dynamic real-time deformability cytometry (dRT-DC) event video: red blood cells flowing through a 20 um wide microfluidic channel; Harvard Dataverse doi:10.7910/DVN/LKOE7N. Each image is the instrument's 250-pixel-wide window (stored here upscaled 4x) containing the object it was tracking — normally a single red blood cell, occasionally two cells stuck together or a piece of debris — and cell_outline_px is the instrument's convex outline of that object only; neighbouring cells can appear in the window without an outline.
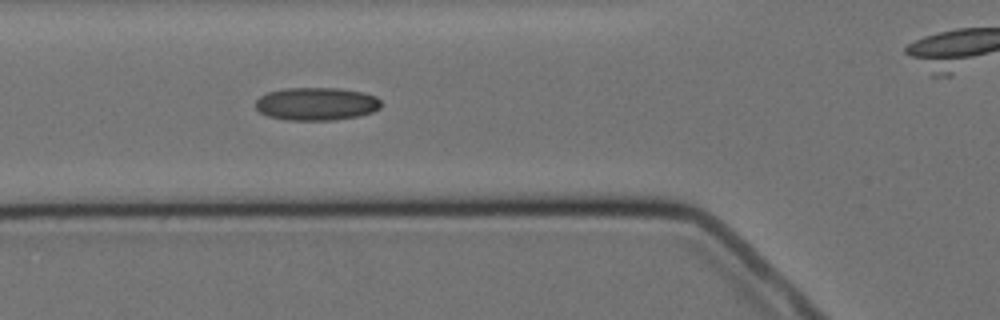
{"species": "Egyptian fruit bat (a non-hibernating species)", "species_latin": "Rousettus aegyptiacus", "temperature_condition": "cold", "stored_images_in_passage": 5, "segment_of_instrument_passage": [1, 2], "camera_frame_rate_fps": 3000, "um_per_image_px": 0.085, "animal": {"sex": "female"}, "frame": {"image": 1, "passage_image": 4, "time_ms": 4.333, "image_size_px": [1000, 320], "cell_outline_px": [[380, 108], [372, 112], [360, 116], [336, 120], [284, 120], [268, 116], [260, 112], [256, 108], [256, 100], [260, 96], [268, 92], [288, 88], [340, 88], [364, 92], [376, 96], [380, 100]], "centroid_in_image_um": [26.91, 8.83], "position_along_channel_um": 98.9, "area_um2": 24.28}}